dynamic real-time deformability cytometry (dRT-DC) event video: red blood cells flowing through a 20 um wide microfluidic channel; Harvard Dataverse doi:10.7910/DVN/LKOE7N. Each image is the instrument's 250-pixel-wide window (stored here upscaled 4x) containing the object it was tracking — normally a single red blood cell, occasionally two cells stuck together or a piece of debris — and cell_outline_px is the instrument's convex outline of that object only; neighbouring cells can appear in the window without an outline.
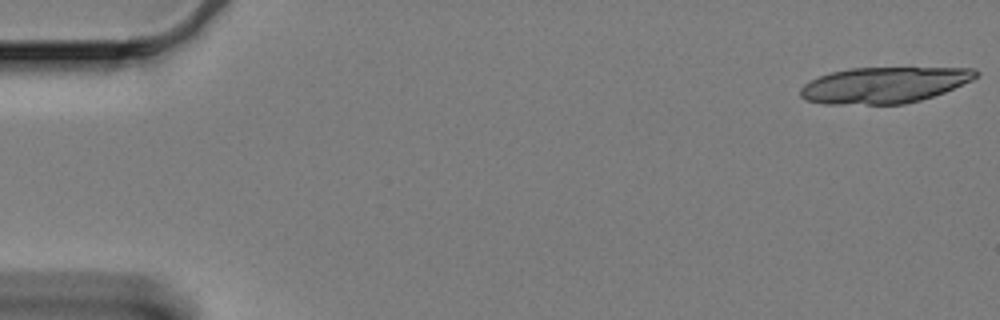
{"species": "Egyptian fruit bat (a non-hibernating species)", "species_latin": "Rousettus aegyptiacus", "temperature_condition": "cold", "stored_images_in_passage": 12, "camera_frame_rate_fps": 3000, "um_per_image_px": 0.085, "animal": {"sex": "female"}, "frame": {"image": 1, "passage_image": 1, "time_ms": 0.0, "image_size_px": [1000, 320], "cell_outline_px": [[980, 72], [972, 80], [944, 92], [920, 100], [904, 104], [824, 104], [804, 100], [800, 96], [800, 88], [804, 84], [820, 76], [832, 72], [848, 68], [972, 68]], "centroid_in_image_um": [75.12, 7.23], "position_along_channel_um": 9.9, "area_um2": 36.7}}